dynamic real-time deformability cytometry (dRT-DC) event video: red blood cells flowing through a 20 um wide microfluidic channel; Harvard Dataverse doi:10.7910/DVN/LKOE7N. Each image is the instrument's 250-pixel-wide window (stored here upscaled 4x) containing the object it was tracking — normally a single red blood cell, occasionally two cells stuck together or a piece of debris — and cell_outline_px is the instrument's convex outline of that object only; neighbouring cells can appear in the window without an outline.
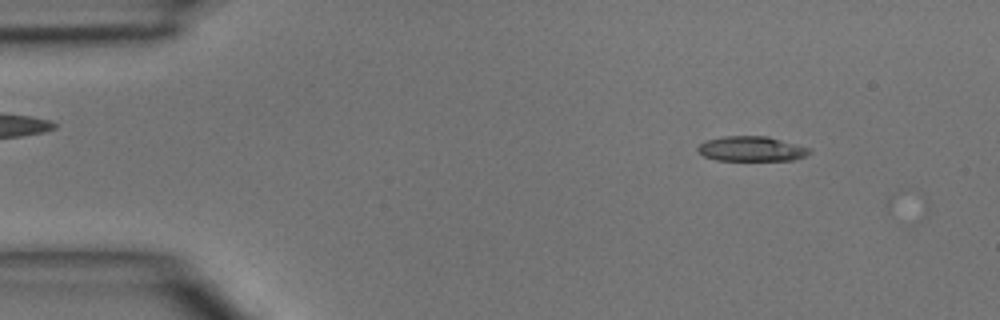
{"species": "common noctule bat (a hibernating species)", "species_latin": "Nyctalus noctula", "temperature_condition": "room temperature", "stored_images_in_passage": 2, "camera_frame_rate_fps": 3000, "um_per_image_px": 0.085, "animal": {"sex": "male", "body_mass_g": 15.6}, "frame": {"image": 1, "passage_image": 1, "time_ms": 0.0, "image_size_px": [1000, 320], "cell_outline_px": [[812, 152], [804, 156], [792, 160], [716, 160], [704, 156], [696, 148], [704, 140], [724, 136], [768, 136], [808, 148]], "centroid_in_image_um": [63.83, 12.64], "position_along_channel_um": 21.2, "area_um2": 16.07}}